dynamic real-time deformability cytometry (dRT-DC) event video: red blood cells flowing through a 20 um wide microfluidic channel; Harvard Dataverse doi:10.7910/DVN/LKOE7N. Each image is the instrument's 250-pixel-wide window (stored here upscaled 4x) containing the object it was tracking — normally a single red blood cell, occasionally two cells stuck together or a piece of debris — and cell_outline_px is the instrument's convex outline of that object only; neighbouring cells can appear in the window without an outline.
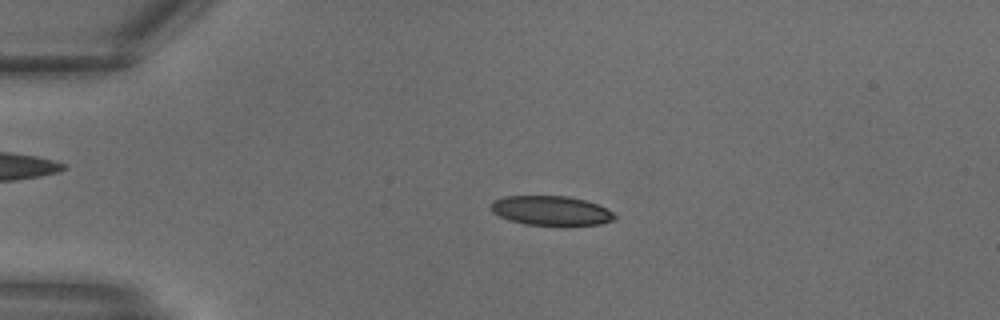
{"species": "common noctule bat (a hibernating species)", "species_latin": "Nyctalus noctula", "temperature_condition": "warm", "stored_images_in_passage": 29, "camera_frame_rate_fps": 3000, "um_per_image_px": 0.085, "animal": {"sex": "male", "body_mass_g": 18.8}, "frame": {"image": 1, "passage_image": 6, "time_ms": 1.667, "image_size_px": [1000, 320], "cell_outline_px": [[620, 216], [616, 220], [600, 224], [524, 224], [508, 220], [492, 212], [488, 204], [492, 200], [504, 196], [568, 196], [584, 200], [596, 204]], "centroid_in_image_um": [46.8, 17.89], "position_along_channel_um": 38.2, "area_um2": 21.15}}
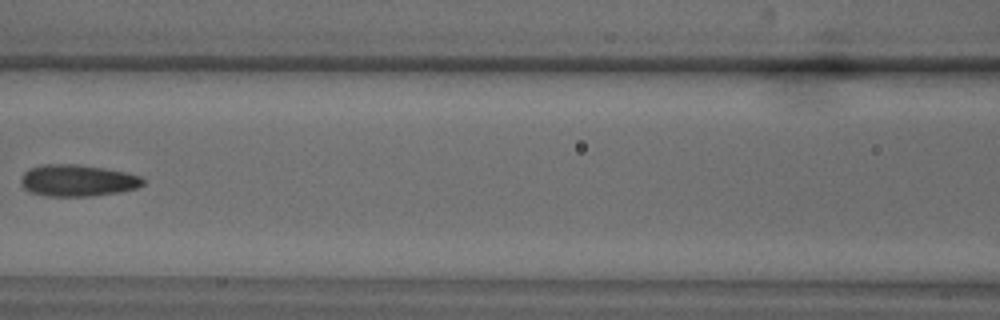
{"frame": {"image": 2, "passage_image": 13, "time_ms": 4.0, "image_size_px": [1000, 320], "cell_outline_px": [[144, 184], [136, 188], [120, 192], [92, 196], [48, 196], [28, 192], [20, 184], [20, 176], [28, 168], [44, 164], [80, 164], [104, 168], [124, 172], [140, 176], [144, 180]], "centroid_in_image_um": [6.54, 15.34], "position_along_channel_um": 160.1, "area_um2": 22.77}}
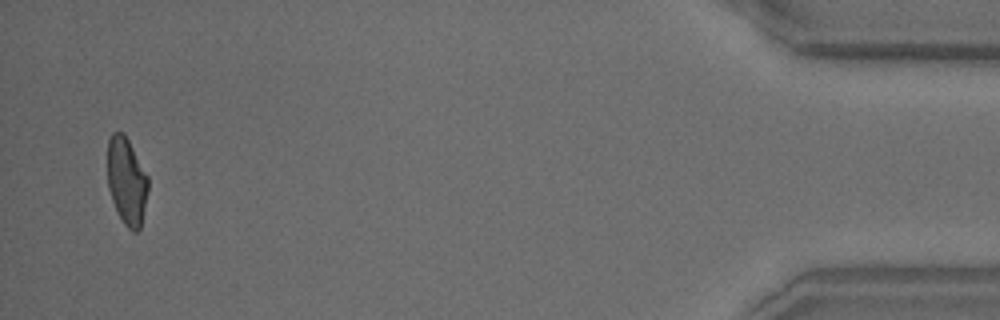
{"frame": {"image": 3, "passage_image": 28, "time_ms": 9.0, "image_size_px": [1000, 320], "cell_outline_px": [[148, 192], [140, 228], [136, 232], [132, 232], [124, 224], [112, 200], [108, 188], [108, 140], [112, 132], [124, 132], [148, 176]], "centroid_in_image_um": [10.77, 15.38], "position_along_channel_um": 424.4, "area_um2": 20.58}}